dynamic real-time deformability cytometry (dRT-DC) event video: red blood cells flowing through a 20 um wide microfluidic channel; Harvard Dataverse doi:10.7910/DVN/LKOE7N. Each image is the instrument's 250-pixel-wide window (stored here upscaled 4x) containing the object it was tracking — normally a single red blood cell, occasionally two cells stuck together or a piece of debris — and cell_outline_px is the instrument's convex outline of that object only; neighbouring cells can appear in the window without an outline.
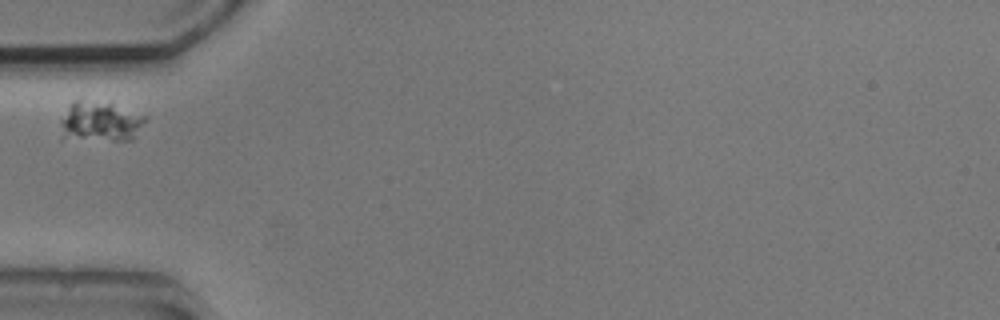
{"species": "common noctule bat (a hibernating species)", "species_latin": "Nyctalus noctula", "temperature_condition": "cold", "stored_images_in_passage": 2, "camera_frame_rate_fps": 3000, "um_per_image_px": 0.085, "animal": {"sex": "male", "body_mass_g": 20.5, "forearm_length_mm": 52.5}, "frame": {"image": 1, "passage_image": 2, "time_ms": 1.0, "image_size_px": [1000, 320], "cell_outline_px": [[148, 116], [136, 136], [132, 140], [60, 140], [60, 120], [72, 100], [112, 100]], "centroid_in_image_um": [8.51, 10.31], "position_along_channel_um": 76.5, "area_um2": 21.21}}